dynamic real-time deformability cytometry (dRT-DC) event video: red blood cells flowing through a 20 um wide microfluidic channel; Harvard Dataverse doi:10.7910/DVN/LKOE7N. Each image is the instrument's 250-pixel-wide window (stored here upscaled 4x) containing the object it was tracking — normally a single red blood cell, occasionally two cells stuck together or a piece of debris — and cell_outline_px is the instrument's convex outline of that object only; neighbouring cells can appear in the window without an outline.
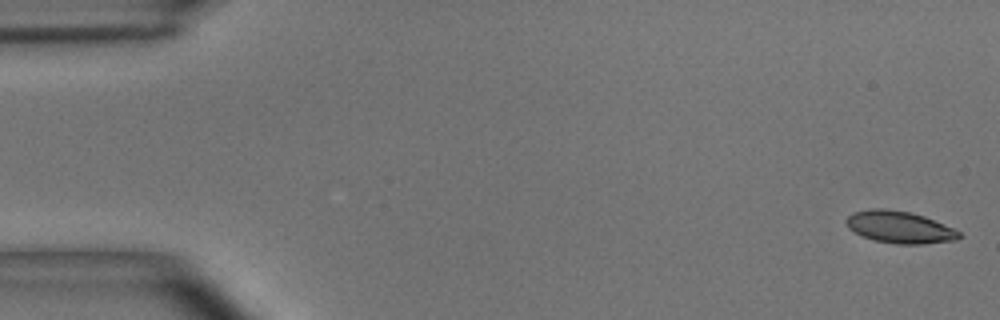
{"species": "common noctule bat (a hibernating species)", "species_latin": "Nyctalus noctula", "temperature_condition": "room temperature", "stored_images_in_passage": 5, "camera_frame_rate_fps": 3000, "um_per_image_px": 0.085, "animal": {"sex": "male", "body_mass_g": 15.6}, "frame": {"image": 1, "passage_image": 1, "time_ms": 0.0, "image_size_px": [1000, 320], "cell_outline_px": [[960, 236], [956, 240], [924, 244], [896, 244], [872, 240], [848, 228], [844, 220], [852, 212], [872, 208], [884, 208], [912, 212], [924, 216], [952, 228], [960, 232]], "centroid_in_image_um": [76.43, 19.3], "position_along_channel_um": 8.6, "area_um2": 21.1}}
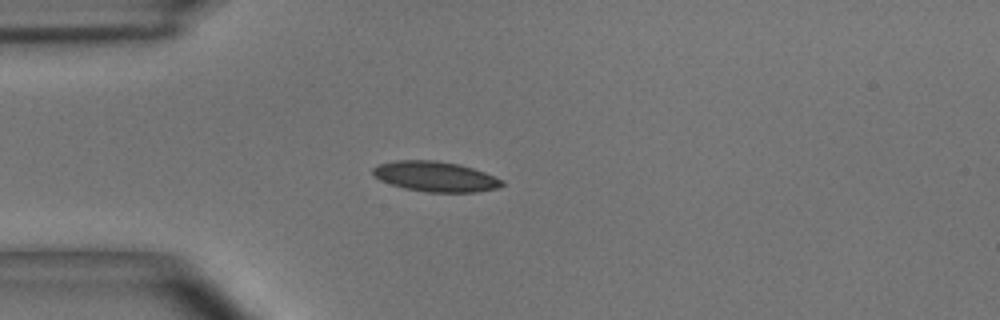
{"frame": {"image": 2, "passage_image": 5, "time_ms": 1.333, "image_size_px": [1000, 320], "cell_outline_px": [[504, 184], [500, 188], [476, 192], [424, 192], [404, 188], [380, 180], [372, 176], [372, 168], [376, 164], [396, 160], [436, 160], [460, 164], [484, 172], [504, 180]], "centroid_in_image_um": [36.99, 15.0], "position_along_channel_um": 48.0, "area_um2": 23.0}}